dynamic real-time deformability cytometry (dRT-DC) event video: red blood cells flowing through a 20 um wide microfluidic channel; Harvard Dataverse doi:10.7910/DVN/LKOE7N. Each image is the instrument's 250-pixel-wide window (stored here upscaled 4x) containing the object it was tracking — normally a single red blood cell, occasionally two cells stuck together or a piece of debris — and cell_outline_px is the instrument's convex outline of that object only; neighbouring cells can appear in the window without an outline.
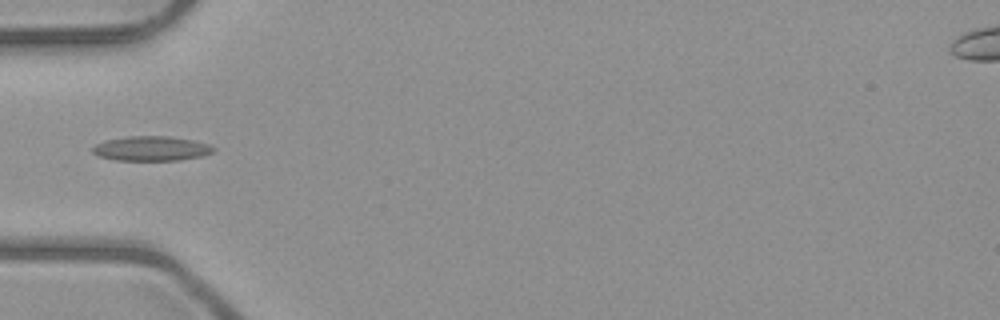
{"species": "common noctule bat (a hibernating species)", "species_latin": "Nyctalus noctula", "temperature_condition": "room temperature", "stored_images_in_passage": 7, "camera_frame_rate_fps": 3000, "um_per_image_px": 0.085, "animal": {"sex": "male", "body_mass_g": 23.1, "forearm_length_mm": 52.7}, "frame": {"image": 1, "passage_image": 6, "time_ms": 5.667, "image_size_px": [1000, 320], "cell_outline_px": [[216, 148], [212, 152], [204, 156], [180, 160], [116, 160], [96, 156], [92, 152], [92, 148], [96, 144], [104, 140], [128, 136], [168, 136], [192, 140], [208, 144]], "centroid_in_image_um": [12.84, 12.63], "position_along_channel_um": 72.2, "area_um2": 17.46}}
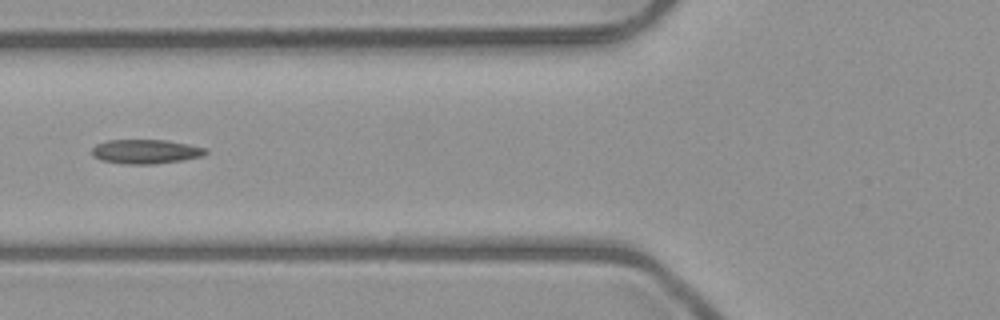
{"frame": {"image": 2, "passage_image": 7, "time_ms": 6.667, "image_size_px": [1000, 320], "cell_outline_px": [[208, 152], [204, 156], [184, 160], [156, 164], [124, 164], [100, 160], [92, 156], [92, 148], [96, 144], [108, 140], [164, 140], [188, 144], [208, 148]], "centroid_in_image_um": [12.4, 12.89], "position_along_channel_um": 113.4, "area_um2": 16.3}}